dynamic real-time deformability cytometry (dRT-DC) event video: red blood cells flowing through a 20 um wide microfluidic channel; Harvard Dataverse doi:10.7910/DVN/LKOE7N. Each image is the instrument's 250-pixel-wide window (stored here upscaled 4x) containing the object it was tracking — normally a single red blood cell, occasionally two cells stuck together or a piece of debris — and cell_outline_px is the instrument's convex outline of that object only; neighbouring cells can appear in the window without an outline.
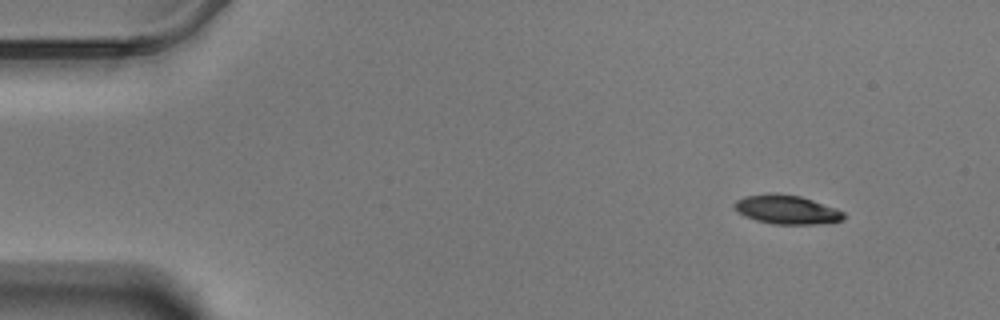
{"species": "Egyptian fruit bat (a non-hibernating species)", "species_latin": "Rousettus aegyptiacus", "temperature_condition": "warm", "stored_images_in_passage": 53, "camera_frame_rate_fps": 3000, "um_per_image_px": 0.085, "animal": {"sex": "male"}, "frame": {"image": 1, "passage_image": 1, "time_ms": 0.0, "image_size_px": [1000, 320], "cell_outline_px": [[844, 220], [812, 224], [772, 224], [756, 220], [744, 216], [732, 204], [736, 200], [744, 196], [768, 192], [776, 192], [800, 196], [836, 208], [844, 212]], "centroid_in_image_um": [66.84, 17.79], "position_along_channel_um": 18.2, "area_um2": 18.5}}
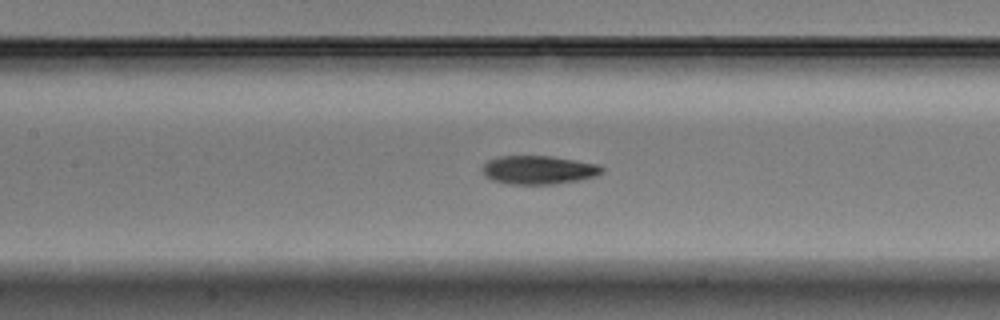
{"frame": {"image": 2, "passage_image": 22, "time_ms": 7.0, "image_size_px": [1000, 320], "cell_outline_px": [[604, 172], [596, 176], [580, 180], [556, 184], [508, 184], [492, 180], [484, 176], [480, 168], [488, 160], [500, 156], [552, 156], [600, 164], [604, 168]], "centroid_in_image_um": [45.79, 14.44], "position_along_channel_um": 161.6, "area_um2": 20.23}}
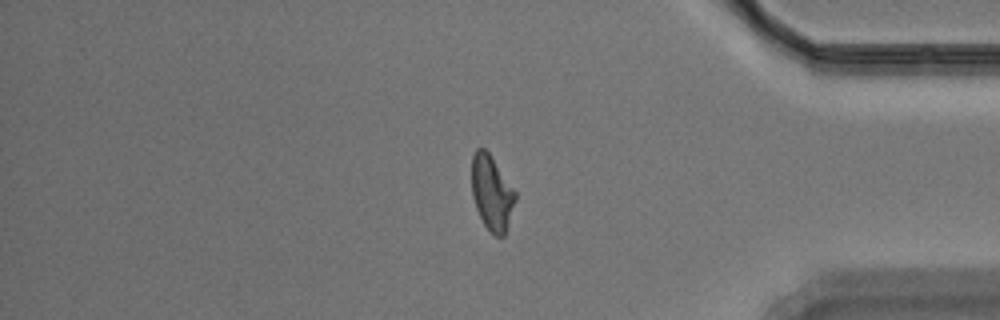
{"frame": {"image": 3, "passage_image": 44, "time_ms": 14.333, "image_size_px": [1000, 320], "cell_outline_px": [[516, 200], [504, 236], [496, 236], [484, 224], [476, 208], [472, 196], [472, 156], [476, 148], [484, 148], [488, 152], [516, 192]], "centroid_in_image_um": [41.79, 16.38], "position_along_channel_um": 393.4, "area_um2": 18.73}, "authors_computed_cell_mechanics": {"area_um2": 19.4786, "velocity_mm_per_s": 3.4789, "shape_relaxation_time_tau1_ms": 6.4668, "shape_relaxation_time_tau2_ms": 3.13, "deformation_change_tau1": 0.1887, "deformation_change_tau2": 0.0985}}